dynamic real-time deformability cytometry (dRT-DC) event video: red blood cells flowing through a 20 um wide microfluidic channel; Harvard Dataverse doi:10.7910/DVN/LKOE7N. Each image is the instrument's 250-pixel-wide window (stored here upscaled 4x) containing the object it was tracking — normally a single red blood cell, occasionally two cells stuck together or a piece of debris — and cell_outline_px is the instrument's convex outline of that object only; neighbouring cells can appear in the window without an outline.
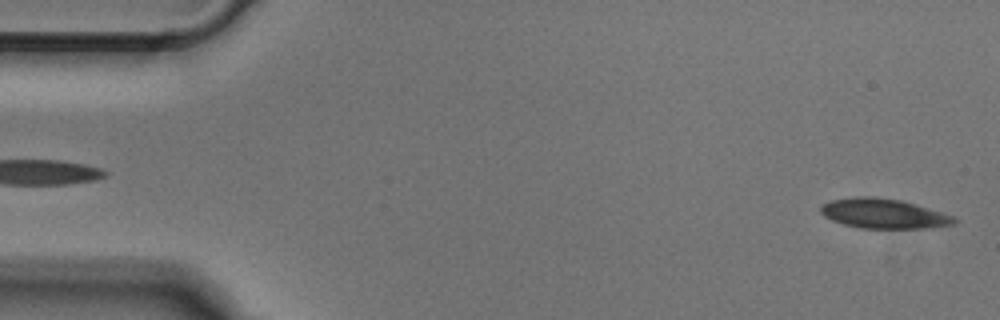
{"species": "Egyptian fruit bat (a non-hibernating species)", "species_latin": "Rousettus aegyptiacus", "temperature_condition": "cold", "stored_images_in_passage": 49, "camera_frame_rate_fps": 3000, "um_per_image_px": 0.085, "animal": {"sex": "male"}, "frame": {"image": 1, "passage_image": 1, "time_ms": 0.0, "image_size_px": [1000, 320], "cell_outline_px": [[956, 220], [952, 224], [928, 228], [860, 228], [844, 224], [832, 220], [824, 216], [820, 212], [820, 208], [824, 204], [832, 200], [852, 196], [872, 196], [900, 200], [916, 204], [952, 216]], "centroid_in_image_um": [75.06, 18.15], "position_along_channel_um": 9.9, "area_um2": 22.89}}
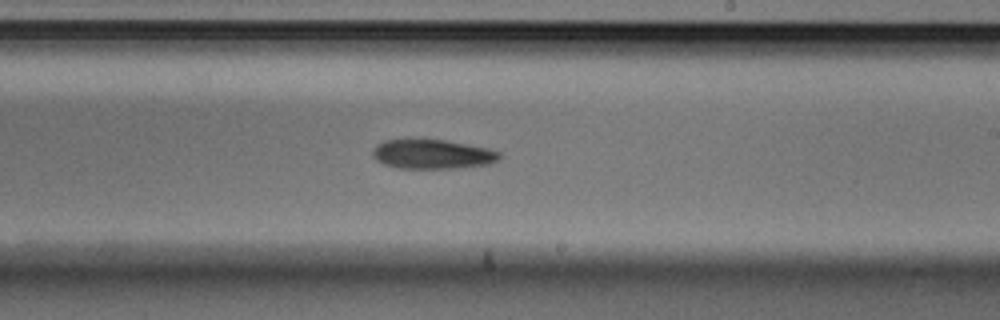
{"frame": {"image": 2, "passage_image": 28, "time_ms": 9.0, "image_size_px": [1000, 320], "cell_outline_px": [[500, 160], [488, 164], [460, 168], [400, 168], [384, 164], [376, 160], [372, 156], [372, 148], [376, 144], [384, 140], [420, 136], [444, 140], [488, 148], [500, 152]], "centroid_in_image_um": [36.69, 13.06], "position_along_channel_um": 252.3, "area_um2": 22.54}}
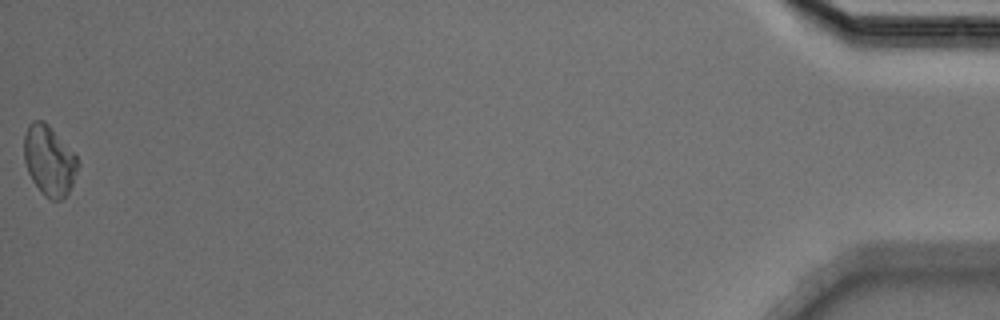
{"frame": {"image": 3, "passage_image": 49, "time_ms": 16.0, "image_size_px": [1000, 320], "cell_outline_px": [[80, 164], [72, 184], [68, 192], [60, 200], [48, 200], [44, 196], [32, 180], [28, 172], [24, 160], [24, 136], [28, 124], [32, 120], [44, 120], [48, 124], [76, 156]], "centroid_in_image_um": [4.17, 13.65], "position_along_channel_um": 431.0, "area_um2": 21.91}}